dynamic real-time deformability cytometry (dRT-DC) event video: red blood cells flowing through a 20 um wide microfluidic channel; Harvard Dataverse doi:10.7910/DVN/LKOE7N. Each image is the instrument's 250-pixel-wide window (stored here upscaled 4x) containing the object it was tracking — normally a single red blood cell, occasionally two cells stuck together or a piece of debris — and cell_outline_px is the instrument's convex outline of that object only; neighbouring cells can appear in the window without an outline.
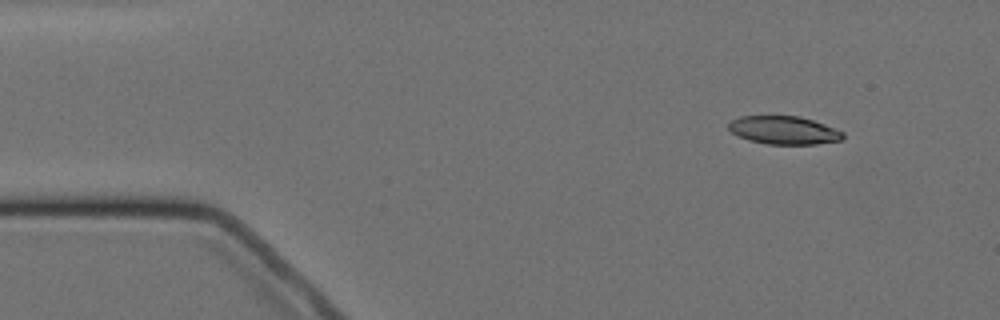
{"species": "Egyptian fruit bat (a non-hibernating species)", "species_latin": "Rousettus aegyptiacus", "temperature_condition": "cold", "stored_images_in_passage": 4, "camera_frame_rate_fps": 3000, "um_per_image_px": 0.085, "animal": {"sex": "female"}, "frame": {"image": 1, "passage_image": 1, "time_ms": 0.0, "image_size_px": [1000, 320], "cell_outline_px": [[844, 140], [816, 144], [768, 144], [748, 140], [732, 132], [728, 128], [728, 124], [732, 120], [740, 116], [800, 116], [824, 124], [844, 132]], "centroid_in_image_um": [66.65, 11.07], "position_along_channel_um": 18.3, "area_um2": 18.73}}